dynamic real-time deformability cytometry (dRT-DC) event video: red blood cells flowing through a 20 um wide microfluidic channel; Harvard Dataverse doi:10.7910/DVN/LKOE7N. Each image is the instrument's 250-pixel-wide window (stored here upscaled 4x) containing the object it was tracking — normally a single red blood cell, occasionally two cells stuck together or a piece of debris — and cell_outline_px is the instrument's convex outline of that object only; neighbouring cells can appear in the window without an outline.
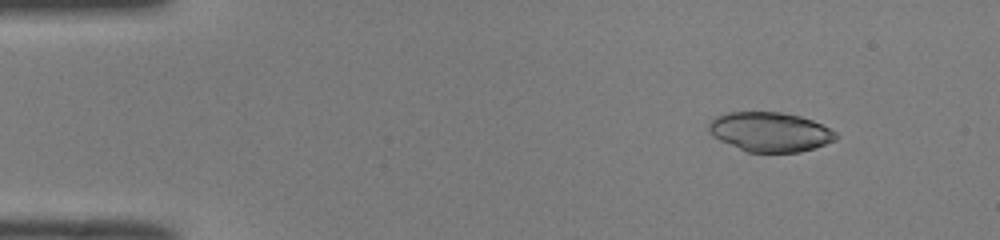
{"species": "common noctule bat (a hibernating species)", "species_latin": "Nyctalus noctula", "temperature_condition": "room temperature", "stored_images_in_passage": 45, "camera_frame_rate_fps": 3000, "um_per_image_px": 0.085, "animal": {"sex": "male", "body_mass_g": 19.0, "forearm_length_mm": 50.8}, "frame": {"image": 1, "passage_image": 1, "time_ms": 0.0, "image_size_px": [1000, 240], "cell_outline_px": [[840, 136], [836, 140], [800, 152], [748, 152], [720, 140], [712, 136], [708, 128], [708, 124], [716, 116], [728, 112], [780, 112], [800, 116], [812, 120], [836, 132]], "centroid_in_image_um": [65.45, 11.21], "position_along_channel_um": 19.5, "area_um2": 29.07}}